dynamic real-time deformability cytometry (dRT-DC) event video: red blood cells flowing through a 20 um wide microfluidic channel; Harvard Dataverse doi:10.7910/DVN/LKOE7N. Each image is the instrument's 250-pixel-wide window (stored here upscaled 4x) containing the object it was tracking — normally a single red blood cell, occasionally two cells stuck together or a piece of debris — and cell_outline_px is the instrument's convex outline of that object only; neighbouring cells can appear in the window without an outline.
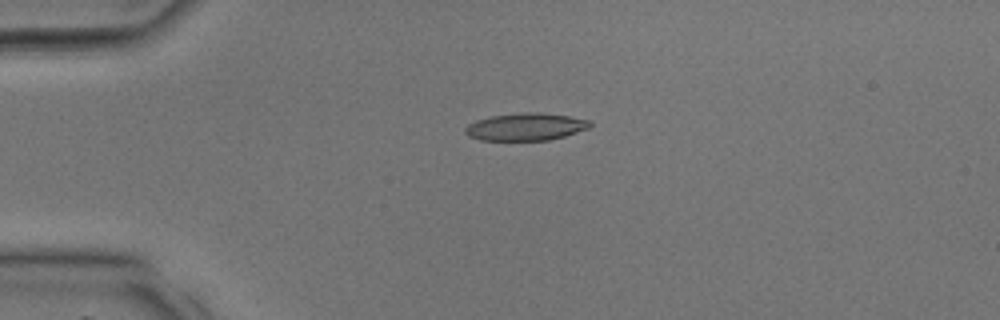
{"species": "common noctule bat (a hibernating species)", "species_latin": "Nyctalus noctula", "temperature_condition": "room temperature", "stored_images_in_passage": 38, "camera_frame_rate_fps": 3000, "um_per_image_px": 0.085, "animal": {"sex": "male", "body_mass_g": 17.9, "forearm_length_mm": 54.2}, "frame": {"image": 1, "passage_image": 10, "time_ms": 3.0, "image_size_px": [1000, 320], "cell_outline_px": [[592, 124], [588, 128], [564, 136], [548, 140], [480, 140], [468, 136], [464, 132], [464, 128], [468, 124], [476, 120], [492, 116], [520, 112], [540, 112], [568, 116], [588, 120]], "centroid_in_image_um": [44.64, 10.77], "position_along_channel_um": 40.4, "area_um2": 19.88}}
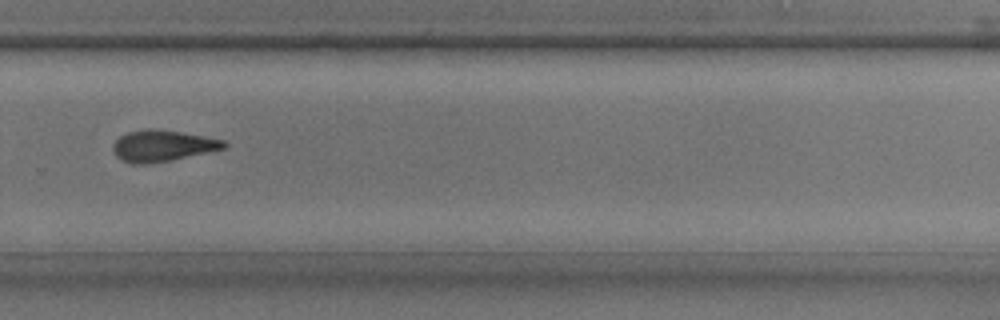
{"frame": {"image": 2, "passage_image": 27, "time_ms": 8.667, "image_size_px": [1000, 320], "cell_outline_px": [[228, 144], [224, 148], [168, 160], [148, 164], [132, 164], [120, 160], [116, 156], [112, 148], [112, 144], [120, 136], [128, 132], [148, 128], [156, 128], [204, 136], [224, 140]], "centroid_in_image_um": [13.75, 12.38], "position_along_channel_um": 316.1, "area_um2": 20.06}}
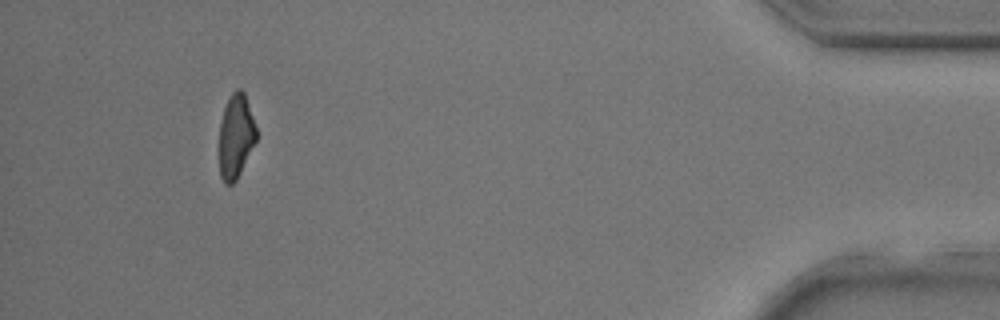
{"frame": {"image": 3, "passage_image": 36, "time_ms": 11.667, "image_size_px": [1000, 320], "cell_outline_px": [[256, 140], [236, 180], [232, 184], [224, 184], [220, 176], [220, 124], [224, 108], [232, 92], [236, 88], [240, 88], [244, 92], [256, 128]], "centroid_in_image_um": [20.04, 11.58], "position_along_channel_um": 415.2, "area_um2": 17.8}}